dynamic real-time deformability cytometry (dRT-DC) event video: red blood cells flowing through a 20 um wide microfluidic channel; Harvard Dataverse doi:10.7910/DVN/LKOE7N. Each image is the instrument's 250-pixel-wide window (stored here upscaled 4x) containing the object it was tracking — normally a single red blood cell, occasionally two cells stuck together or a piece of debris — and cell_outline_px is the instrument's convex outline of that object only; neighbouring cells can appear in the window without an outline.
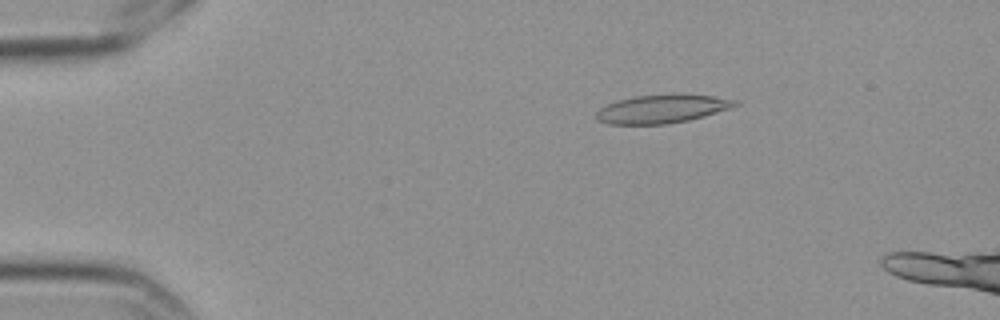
{"species": "Egyptian fruit bat (a non-hibernating species)", "species_latin": "Rousettus aegyptiacus", "temperature_condition": "cold", "stored_images_in_passage": 5, "camera_frame_rate_fps": 3000, "um_per_image_px": 0.085, "frame": {"image": 1, "passage_image": 3, "time_ms": 0.667, "image_size_px": [1000, 320], "cell_outline_px": [[740, 104], [704, 116], [688, 120], [668, 124], [608, 124], [596, 120], [596, 112], [600, 108], [616, 100], [632, 96], [672, 92], [712, 96], [740, 100]], "centroid_in_image_um": [56.26, 9.22], "position_along_channel_um": 28.7, "area_um2": 23.52}}